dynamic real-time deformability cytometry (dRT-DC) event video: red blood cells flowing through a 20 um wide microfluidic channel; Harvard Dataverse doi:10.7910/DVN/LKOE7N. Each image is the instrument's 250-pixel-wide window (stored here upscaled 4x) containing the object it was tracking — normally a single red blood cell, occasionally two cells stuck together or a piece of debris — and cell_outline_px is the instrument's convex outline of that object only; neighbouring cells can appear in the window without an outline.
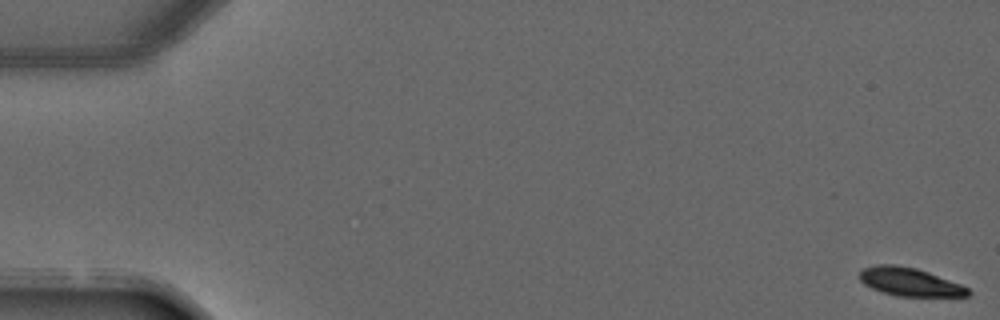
{"species": "common noctule bat (a hibernating species)", "species_latin": "Nyctalus noctula", "temperature_condition": "warm", "stored_images_in_passage": 4, "camera_frame_rate_fps": 3000, "um_per_image_px": 0.085, "animal": {"sex": "male", "forearm_length_mm": 52.5}, "frame": {"image": 1, "passage_image": 1, "time_ms": 0.0, "image_size_px": [1000, 320], "cell_outline_px": [[972, 292], [968, 296], [896, 296], [872, 288], [864, 284], [860, 280], [860, 272], [864, 268], [876, 264], [896, 264], [916, 268], [928, 272], [960, 284], [968, 288]], "centroid_in_image_um": [77.32, 23.95], "position_along_channel_um": 7.7, "area_um2": 17.74}}
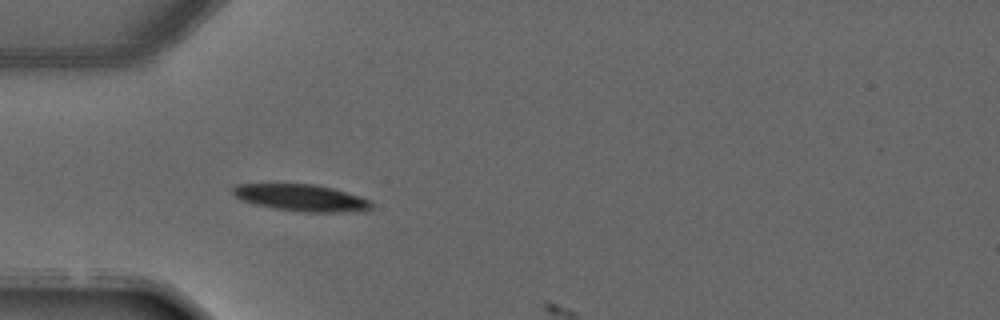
{"frame": {"image": 2, "passage_image": 4, "time_ms": 4.333, "image_size_px": [1000, 320], "cell_outline_px": [[372, 208], [364, 212], [300, 212], [276, 208], [256, 204], [240, 200], [232, 192], [232, 188], [236, 184], [312, 184], [332, 188], [368, 200], [372, 204]], "centroid_in_image_um": [25.6, 16.82], "position_along_channel_um": 59.4, "area_um2": 21.44}}